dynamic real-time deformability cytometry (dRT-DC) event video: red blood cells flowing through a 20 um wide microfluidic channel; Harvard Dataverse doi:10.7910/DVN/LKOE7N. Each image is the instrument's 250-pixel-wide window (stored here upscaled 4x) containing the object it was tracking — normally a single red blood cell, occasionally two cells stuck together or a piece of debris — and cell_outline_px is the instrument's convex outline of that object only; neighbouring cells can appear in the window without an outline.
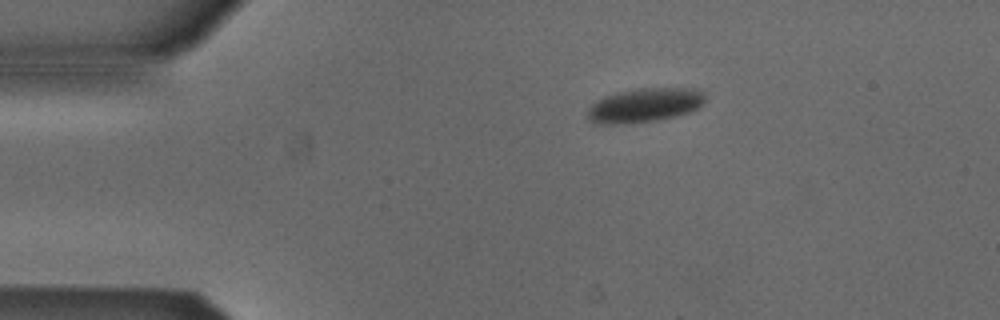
{"species": "Egyptian fruit bat (a non-hibernating species)", "species_latin": "Rousettus aegyptiacus", "temperature_condition": "cold", "stored_images_in_passage": 44, "camera_frame_rate_fps": 3000, "um_per_image_px": 0.085, "animal": {"sex": "male"}, "frame": {"image": 1, "passage_image": 1, "time_ms": 0.0, "image_size_px": [1000, 320], "cell_outline_px": [[704, 104], [688, 112], [676, 116], [656, 120], [620, 124], [596, 124], [588, 120], [588, 108], [596, 100], [604, 96], [616, 92], [636, 88], [692, 88], [704, 92]], "centroid_in_image_um": [54.76, 8.93], "position_along_channel_um": 30.2, "area_um2": 23.47}}
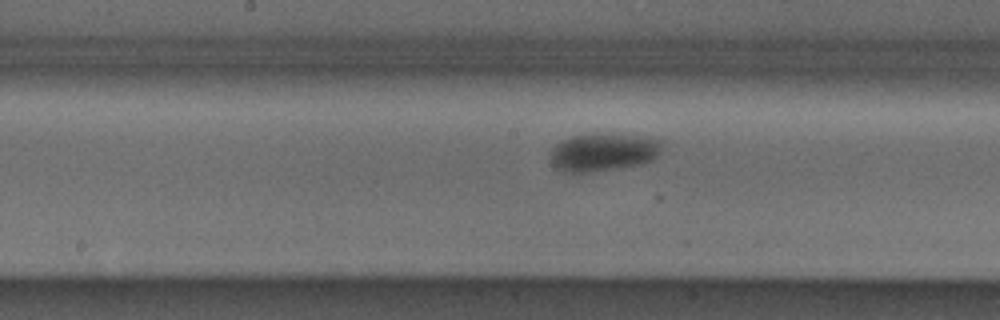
{"frame": {"image": 2, "passage_image": 18, "time_ms": 5.667, "image_size_px": [1000, 320], "cell_outline_px": [[664, 140], [660, 152], [652, 160], [644, 164], [616, 168], [584, 172], [560, 172], [548, 160], [548, 156], [552, 148], [556, 144], [572, 136], [596, 132], [612, 132], [648, 136]], "centroid_in_image_um": [51.3, 12.89], "position_along_channel_um": 196.9, "area_um2": 25.61}}
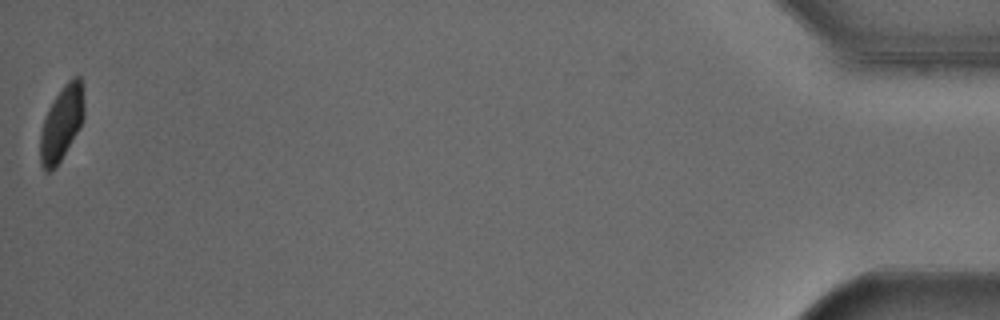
{"frame": {"image": 3, "passage_image": 44, "time_ms": 14.333, "image_size_px": [1000, 320], "cell_outline_px": [[84, 120], [80, 128], [56, 168], [48, 172], [44, 172], [40, 164], [40, 132], [48, 108], [52, 100], [64, 84], [72, 76], [80, 76], [84, 104]], "centroid_in_image_um": [5.23, 10.5], "position_along_channel_um": 430.0, "area_um2": 19.36}, "authors_computed_cell_mechanics": {"area_um2": 24.5072, "velocity_mm_per_s": 3.8576, "shape_relaxation_time_tau1_ms": 2.8158, "shape_relaxation_time_tau2_ms": null, "deformation_change_tau1": 0.0866, "deformation_change_tau2": null}}